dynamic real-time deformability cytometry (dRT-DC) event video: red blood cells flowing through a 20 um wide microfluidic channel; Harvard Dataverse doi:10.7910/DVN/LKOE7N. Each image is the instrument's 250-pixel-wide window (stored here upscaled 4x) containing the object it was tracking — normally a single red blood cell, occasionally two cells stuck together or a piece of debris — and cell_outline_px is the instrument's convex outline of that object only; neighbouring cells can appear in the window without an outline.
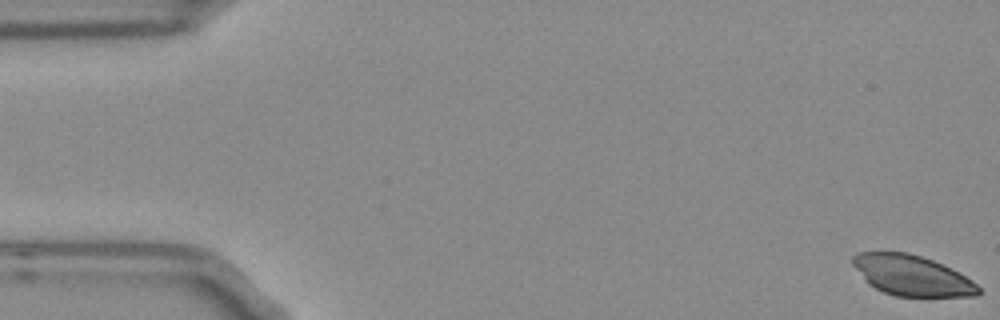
{"species": "Egyptian fruit bat (a non-hibernating species)", "species_latin": "Rousettus aegyptiacus", "temperature_condition": "room temperature", "stored_images_in_passage": 55, "camera_frame_rate_fps": 3000, "um_per_image_px": 0.085, "frame": {"image": 1, "passage_image": 1, "time_ms": 0.0, "image_size_px": [1000, 320], "cell_outline_px": [[980, 292], [976, 296], [896, 296], [884, 292], [868, 284], [864, 280], [852, 264], [852, 256], [856, 252], [908, 252], [932, 260], [952, 268], [972, 280], [980, 288]], "centroid_in_image_um": [77.49, 23.4], "position_along_channel_um": 7.5, "area_um2": 29.54}}
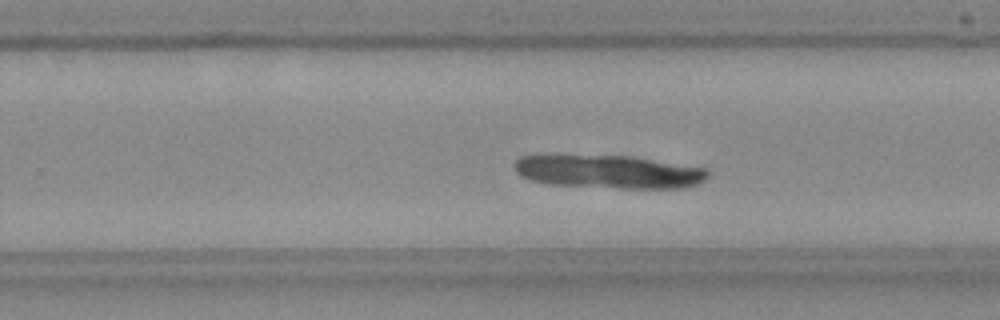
{"frame": {"image": 2, "passage_image": 34, "time_ms": 11.0, "image_size_px": [1000, 320], "cell_outline_px": [[708, 176], [700, 184], [684, 188], [620, 188], [552, 184], [532, 180], [520, 176], [516, 172], [512, 164], [520, 156], [632, 156], [704, 168], [708, 172]], "centroid_in_image_um": [51.76, 14.6], "position_along_channel_um": 278.0, "area_um2": 37.17}}
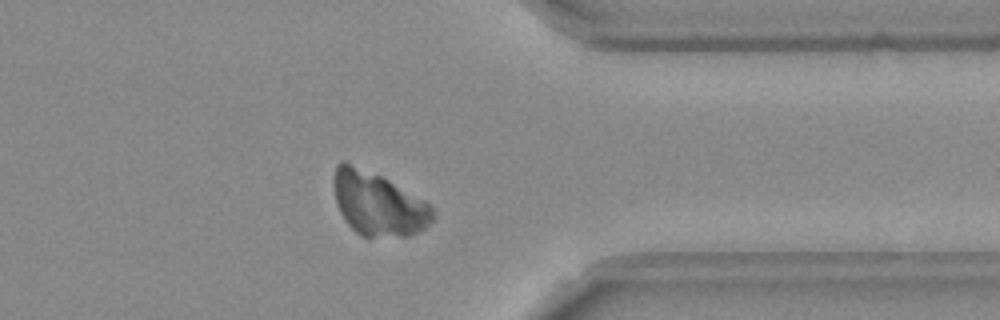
{"frame": {"image": 3, "passage_image": 43, "time_ms": 14.0, "image_size_px": [1000, 320], "cell_outline_px": [[436, 216], [424, 228], [408, 236], [360, 236], [344, 220], [336, 204], [332, 184], [332, 180], [336, 164], [344, 160], [380, 176], [388, 180], [424, 200], [432, 208]], "centroid_in_image_um": [32.09, 17.31], "position_along_channel_um": 379.3, "area_um2": 36.47}}